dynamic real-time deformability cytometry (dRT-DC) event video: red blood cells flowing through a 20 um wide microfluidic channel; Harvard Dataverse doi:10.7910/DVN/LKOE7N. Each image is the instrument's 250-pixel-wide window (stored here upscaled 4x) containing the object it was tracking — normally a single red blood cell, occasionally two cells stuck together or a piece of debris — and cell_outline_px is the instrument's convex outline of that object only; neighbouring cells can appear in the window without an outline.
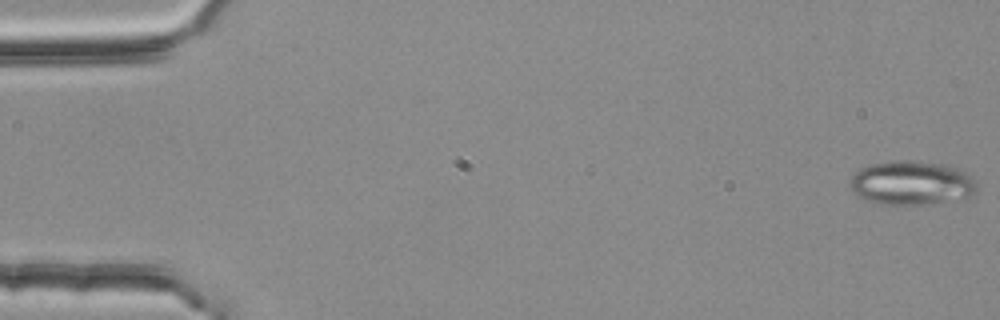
{"species": "common noctule bat (a hibernating species)", "species_latin": "Nyctalus noctula", "temperature_condition": "room temperature", "stored_images_in_passage": 3, "camera_frame_rate_fps": 3000, "um_per_image_px": 0.085, "animal": {"sex": "female", "body_mass_g": 25.1}, "frame": {"image": 1, "passage_image": 1, "time_ms": 0.0, "image_size_px": [1000, 320], "cell_outline_px": [[976, 192], [968, 196], [920, 204], [876, 204], [860, 196], [848, 184], [852, 176], [860, 168], [872, 164], [896, 160], [908, 160], [940, 164], [956, 168], [972, 176], [976, 180]], "centroid_in_image_um": [77.45, 15.53], "position_along_channel_um": 7.5, "area_um2": 31.85}}